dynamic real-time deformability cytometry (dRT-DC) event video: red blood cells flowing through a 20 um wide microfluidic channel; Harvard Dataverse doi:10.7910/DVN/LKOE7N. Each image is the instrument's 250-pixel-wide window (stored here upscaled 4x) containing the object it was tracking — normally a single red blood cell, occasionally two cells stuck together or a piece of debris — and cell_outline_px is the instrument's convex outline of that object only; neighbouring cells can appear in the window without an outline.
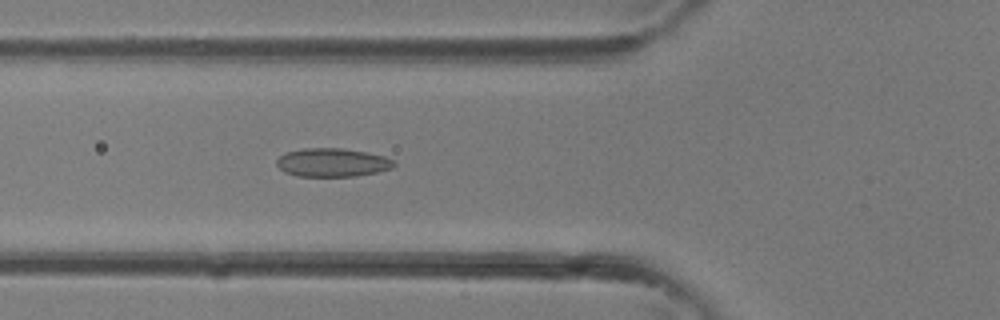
{"species": "common noctule bat (a hibernating species)", "species_latin": "Nyctalus noctula", "temperature_condition": "room temperature", "stored_images_in_passage": 33, "camera_frame_rate_fps": 3000, "um_per_image_px": 0.085, "animal": {"sex": "female"}, "frame": {"image": 1, "passage_image": 10, "time_ms": 3.0, "image_size_px": [1000, 320], "cell_outline_px": [[396, 164], [392, 168], [376, 172], [356, 176], [296, 176], [284, 172], [276, 164], [276, 160], [284, 152], [304, 148], [344, 148], [384, 156], [392, 160]], "centroid_in_image_um": [28.21, 13.81], "position_along_channel_um": 97.6, "area_um2": 19.48}}
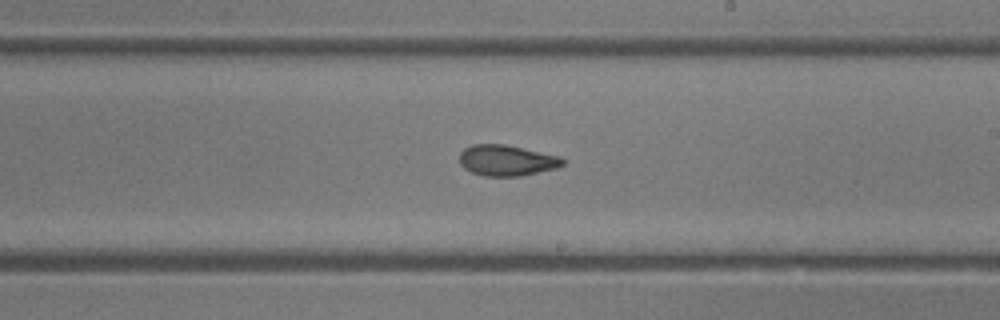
{"frame": {"image": 2, "passage_image": 18, "time_ms": 5.667, "image_size_px": [1000, 320], "cell_outline_px": [[564, 164], [556, 168], [520, 176], [484, 176], [472, 172], [464, 168], [460, 164], [460, 152], [464, 148], [472, 144], [504, 144], [556, 156], [564, 160]], "centroid_in_image_um": [43.01, 13.64], "position_along_channel_um": 246.0, "area_um2": 18.26}}
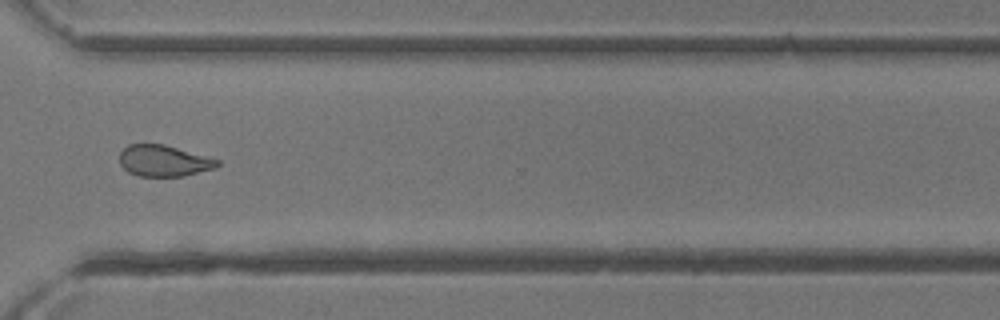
{"frame": {"image": 3, "passage_image": 24, "time_ms": 7.667, "image_size_px": [1000, 320], "cell_outline_px": [[220, 164], [216, 168], [184, 176], [140, 176], [128, 172], [120, 164], [120, 152], [128, 144], [164, 144], [220, 160]], "centroid_in_image_um": [13.93, 13.67], "position_along_channel_um": 356.7, "area_um2": 17.8}}